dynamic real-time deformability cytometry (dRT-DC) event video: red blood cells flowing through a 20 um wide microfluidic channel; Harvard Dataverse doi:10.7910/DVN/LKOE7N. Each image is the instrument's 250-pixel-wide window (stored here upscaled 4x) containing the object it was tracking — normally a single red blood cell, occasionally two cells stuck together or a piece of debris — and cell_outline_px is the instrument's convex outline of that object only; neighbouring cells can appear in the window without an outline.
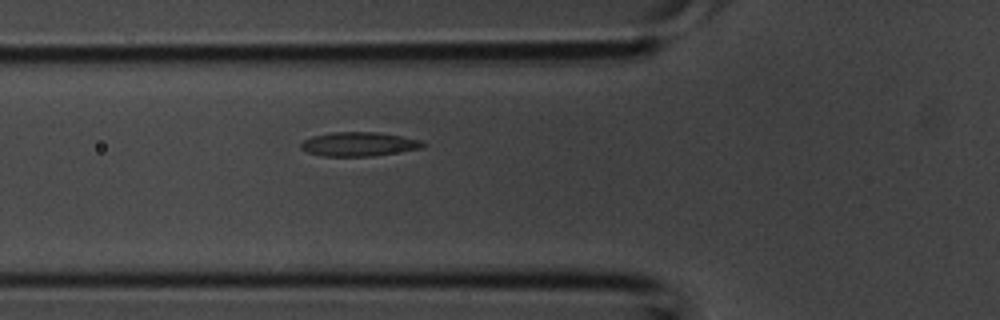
{"species": "common noctule bat (a hibernating species)", "species_latin": "Nyctalus noctula", "temperature_condition": "room temperature", "stored_images_in_passage": 2, "camera_frame_rate_fps": 3000, "um_per_image_px": 0.085, "animal": {"sex": "male", "body_mass_g": 20.1, "forearm_length_mm": 53.5}, "frame": {"image": 1, "passage_image": 2, "time_ms": 0.333, "image_size_px": [1000, 320], "cell_outline_px": [[428, 144], [420, 148], [372, 156], [324, 156], [308, 152], [300, 148], [300, 144], [304, 140], [312, 136], [332, 132], [376, 132], [400, 136], [420, 140]], "centroid_in_image_um": [30.48, 12.25], "position_along_channel_um": 95.3, "area_um2": 16.94}}